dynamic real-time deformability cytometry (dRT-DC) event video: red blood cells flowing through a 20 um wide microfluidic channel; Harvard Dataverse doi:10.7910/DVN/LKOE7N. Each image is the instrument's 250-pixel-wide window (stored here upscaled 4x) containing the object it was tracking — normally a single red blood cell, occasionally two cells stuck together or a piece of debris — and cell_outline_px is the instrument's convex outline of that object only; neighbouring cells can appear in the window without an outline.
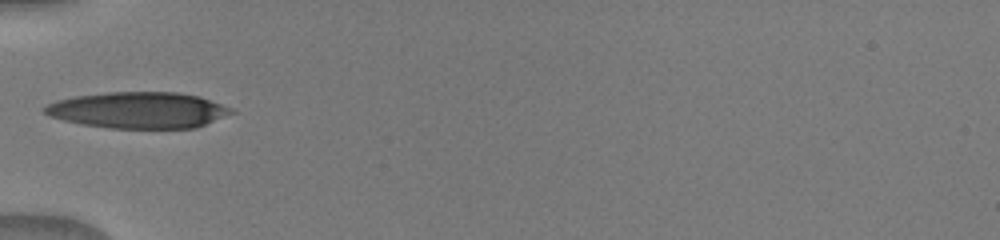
{"species": "human", "species_latin": "Homo sapiens", "temperature_condition": "warm", "stored_images_in_passage": 40, "camera_frame_rate_fps": 3000, "um_per_image_px": 0.085, "donor": {"sex": "male"}, "frame": {"image": 1, "passage_image": 1, "time_ms": 0.0, "image_size_px": [1000, 240], "cell_outline_px": [[236, 112], [196, 128], [108, 128], [80, 124], [48, 116], [40, 108], [56, 100], [76, 96], [108, 92], [180, 92], [200, 96], [232, 108]], "centroid_in_image_um": [11.76, 9.36], "position_along_channel_um": 73.2, "area_um2": 39.65}}
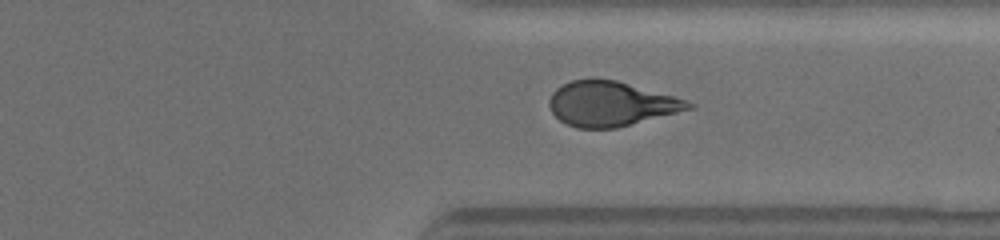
{"frame": {"image": 2, "passage_image": 26, "time_ms": 7.0, "image_size_px": [1000, 240], "cell_outline_px": [[696, 108], [616, 128], [576, 128], [560, 120], [552, 112], [548, 104], [548, 100], [552, 92], [556, 88], [572, 80], [592, 76], [616, 80], [688, 100], [696, 104]], "centroid_in_image_um": [51.94, 8.8], "position_along_channel_um": 359.5, "area_um2": 36.76}}
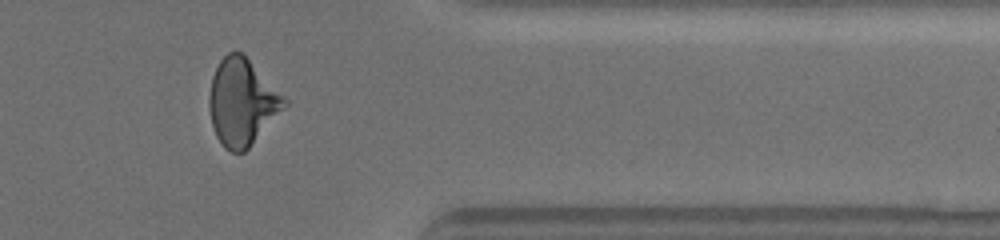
{"frame": {"image": 3, "passage_image": 31, "time_ms": 8.0, "image_size_px": [1000, 240], "cell_outline_px": [[288, 104], [248, 148], [244, 152], [232, 152], [224, 148], [216, 136], [212, 124], [208, 104], [208, 100], [212, 76], [220, 60], [228, 52], [244, 52], [288, 100]], "centroid_in_image_um": [20.57, 8.66], "position_along_channel_um": 390.8, "area_um2": 37.97}}